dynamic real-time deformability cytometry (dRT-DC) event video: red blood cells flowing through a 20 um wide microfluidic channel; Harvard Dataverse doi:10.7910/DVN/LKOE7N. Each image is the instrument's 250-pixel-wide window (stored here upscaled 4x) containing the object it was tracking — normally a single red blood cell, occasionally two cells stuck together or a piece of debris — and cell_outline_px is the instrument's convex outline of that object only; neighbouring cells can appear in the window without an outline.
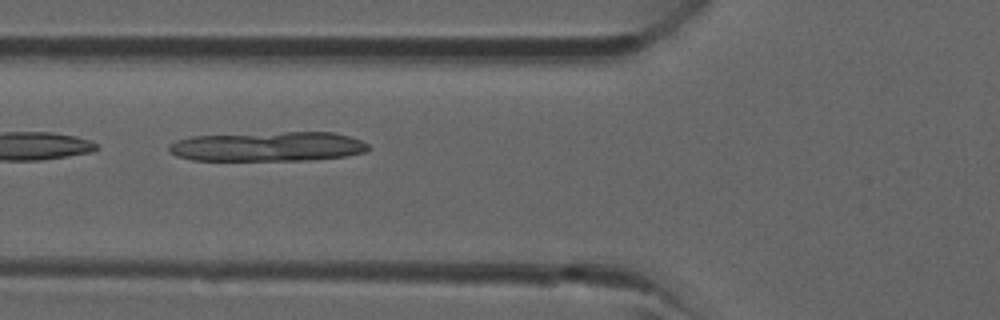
{"species": "common noctule bat (a hibernating species)", "species_latin": "Nyctalus noctula", "temperature_condition": "room temperature", "stored_images_in_passage": 5, "camera_frame_rate_fps": 3000, "um_per_image_px": 0.085, "animal": {"sex": "male", "forearm_length_mm": 52.5}, "frame": {"image": 1, "passage_image": 5, "time_ms": 4.333, "image_size_px": [1000, 320], "cell_outline_px": [[372, 148], [364, 152], [348, 156], [308, 160], [192, 160], [176, 156], [168, 152], [168, 144], [176, 140], [192, 136], [284, 132], [332, 132], [348, 136], [360, 140], [368, 144]], "centroid_in_image_um": [22.76, 12.46], "position_along_channel_um": 103.0, "area_um2": 34.51}}